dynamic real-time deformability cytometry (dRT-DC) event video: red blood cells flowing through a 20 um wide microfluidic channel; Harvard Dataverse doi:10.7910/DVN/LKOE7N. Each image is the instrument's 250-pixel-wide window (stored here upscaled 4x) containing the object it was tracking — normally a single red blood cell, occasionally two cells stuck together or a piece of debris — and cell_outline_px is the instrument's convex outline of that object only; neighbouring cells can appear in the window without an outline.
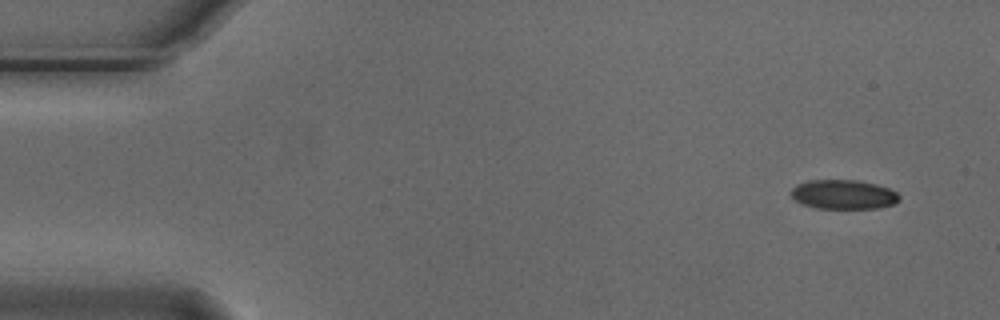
{"species": "Egyptian fruit bat (a non-hibernating species)", "species_latin": "Rousettus aegyptiacus", "temperature_condition": "cold", "stored_images_in_passage": 6, "camera_frame_rate_fps": 3000, "um_per_image_px": 0.085, "animal": {"sex": "male"}, "frame": {"image": 1, "passage_image": 1, "time_ms": 0.0, "image_size_px": [1000, 320], "cell_outline_px": [[900, 200], [896, 204], [876, 208], [816, 208], [804, 204], [796, 200], [788, 192], [796, 184], [808, 180], [856, 180], [876, 184], [888, 188], [896, 192], [900, 196]], "centroid_in_image_um": [71.7, 16.52], "position_along_channel_um": 13.3, "area_um2": 18.55}}
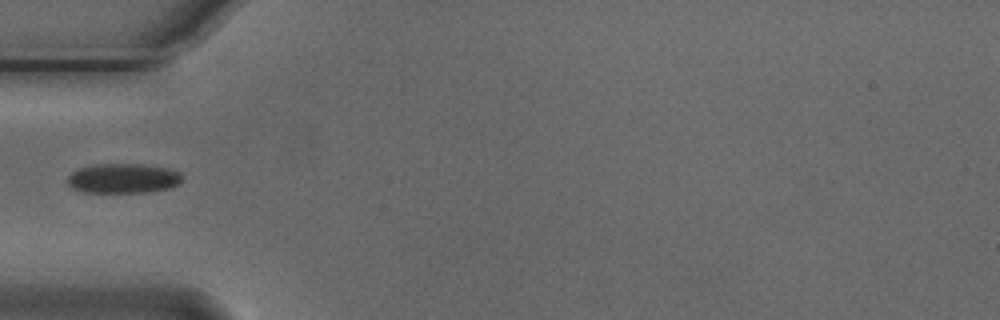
{"frame": {"image": 2, "passage_image": 5, "time_ms": 1.333, "image_size_px": [1000, 320], "cell_outline_px": [[180, 184], [172, 188], [148, 192], [80, 192], [72, 188], [68, 184], [68, 176], [72, 172], [80, 168], [92, 164], [144, 164], [168, 168], [180, 172]], "centroid_in_image_um": [10.47, 15.16], "position_along_channel_um": 74.5, "area_um2": 20.0}}
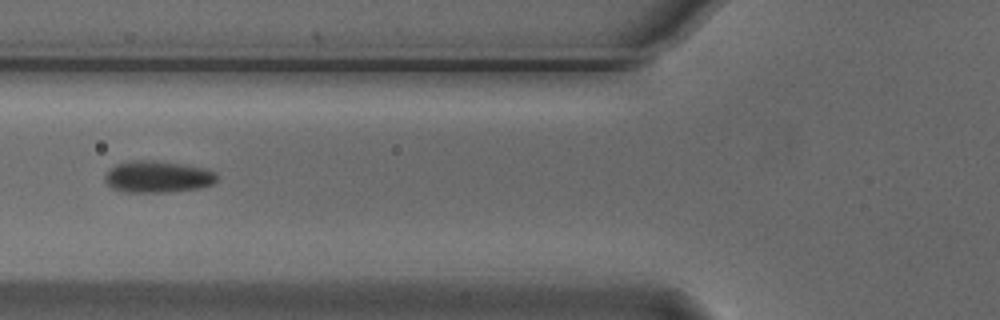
{"frame": {"image": 3, "passage_image": 6, "time_ms": 1.667, "image_size_px": [1000, 320], "cell_outline_px": [[220, 176], [212, 184], [200, 188], [168, 192], [124, 192], [112, 188], [104, 180], [104, 176], [116, 164], [128, 160], [156, 160], [184, 164], [204, 168], [216, 172]], "centroid_in_image_um": [13.42, 15.02], "position_along_channel_um": 112.4, "area_um2": 20.92}}